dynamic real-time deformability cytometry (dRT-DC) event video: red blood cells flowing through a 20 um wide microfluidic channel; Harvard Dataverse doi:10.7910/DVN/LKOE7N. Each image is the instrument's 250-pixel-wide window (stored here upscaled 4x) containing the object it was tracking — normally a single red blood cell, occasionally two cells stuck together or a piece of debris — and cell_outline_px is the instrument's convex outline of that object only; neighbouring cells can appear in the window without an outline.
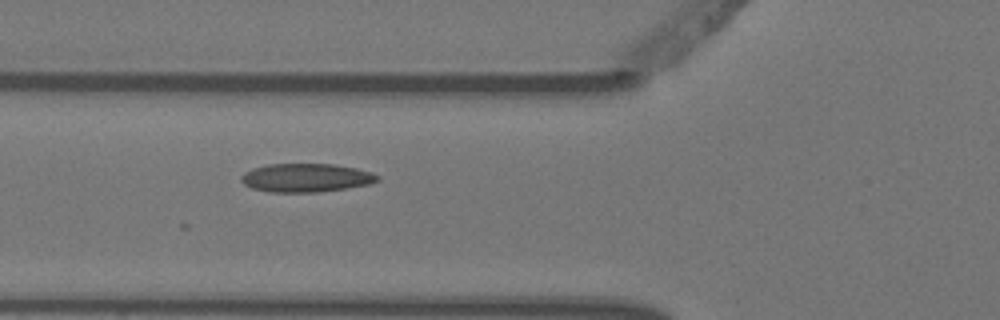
{"species": "Egyptian fruit bat (a non-hibernating species)", "species_latin": "Rousettus aegyptiacus", "temperature_condition": "warm", "stored_images_in_passage": 5, "camera_frame_rate_fps": 3000, "um_per_image_px": 0.085, "animal": {"sex": "female"}, "frame": {"image": 1, "passage_image": 5, "time_ms": 1.333, "image_size_px": [1000, 320], "cell_outline_px": [[380, 180], [368, 184], [348, 188], [320, 192], [268, 192], [252, 188], [244, 184], [240, 180], [240, 176], [244, 172], [252, 168], [268, 164], [332, 164], [356, 168], [372, 172], [380, 176]], "centroid_in_image_um": [26.01, 15.11], "position_along_channel_um": 99.8, "area_um2": 22.83}}